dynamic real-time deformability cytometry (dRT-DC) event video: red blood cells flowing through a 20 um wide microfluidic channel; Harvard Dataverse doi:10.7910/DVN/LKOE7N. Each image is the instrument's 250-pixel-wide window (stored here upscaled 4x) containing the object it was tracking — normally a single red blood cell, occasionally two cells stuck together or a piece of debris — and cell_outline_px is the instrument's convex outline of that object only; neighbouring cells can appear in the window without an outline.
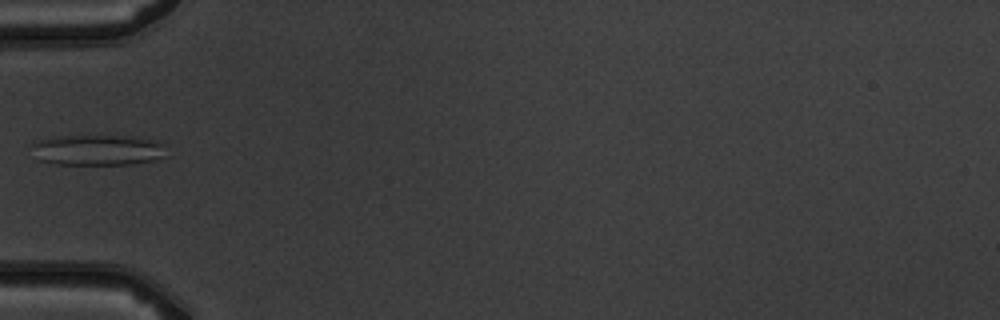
{"species": "common noctule bat (a hibernating species)", "species_latin": "Nyctalus noctula", "temperature_condition": "warm", "stored_images_in_passage": 6, "camera_frame_rate_fps": 3000, "um_per_image_px": 0.085, "animal": {"sex": "male", "body_mass_g": 19.5, "forearm_length_mm": 54.6}, "frame": {"image": 1, "passage_image": 6, "time_ms": 6.667, "image_size_px": [1000, 320], "cell_outline_px": [[168, 156], [156, 160], [128, 164], [56, 164], [40, 160], [28, 144], [36, 140], [64, 136], [100, 132], [136, 136], [160, 140], [164, 144]], "centroid_in_image_um": [8.38, 12.69], "position_along_channel_um": 76.6, "area_um2": 25.49}}